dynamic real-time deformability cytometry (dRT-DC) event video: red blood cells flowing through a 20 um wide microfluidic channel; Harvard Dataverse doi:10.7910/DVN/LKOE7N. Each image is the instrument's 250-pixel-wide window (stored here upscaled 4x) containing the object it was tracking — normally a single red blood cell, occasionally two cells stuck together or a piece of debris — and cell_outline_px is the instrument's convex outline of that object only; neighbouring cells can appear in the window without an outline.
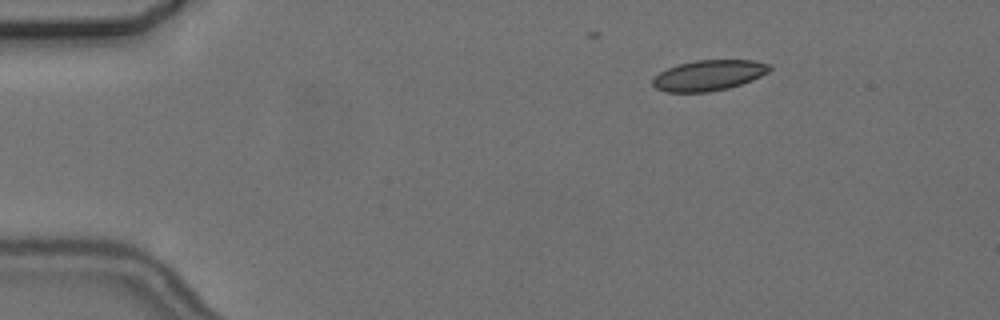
{"species": "common noctule bat (a hibernating species)", "species_latin": "Nyctalus noctula", "temperature_condition": "cold", "stored_images_in_passage": 4, "camera_frame_rate_fps": 3000, "um_per_image_px": 0.085, "animal": {"sex": "female", "body_mass_g": 24.6, "forearm_length_mm": 56.2}, "frame": {"image": 1, "passage_image": 2, "time_ms": 1.0, "image_size_px": [1000, 320], "cell_outline_px": [[772, 68], [768, 72], [752, 80], [728, 88], [708, 92], [668, 92], [656, 88], [652, 84], [652, 80], [660, 72], [668, 68], [680, 64], [696, 60], [752, 60], [772, 64]], "centroid_in_image_um": [60.27, 6.4], "position_along_channel_um": 24.7, "area_um2": 20.69}}